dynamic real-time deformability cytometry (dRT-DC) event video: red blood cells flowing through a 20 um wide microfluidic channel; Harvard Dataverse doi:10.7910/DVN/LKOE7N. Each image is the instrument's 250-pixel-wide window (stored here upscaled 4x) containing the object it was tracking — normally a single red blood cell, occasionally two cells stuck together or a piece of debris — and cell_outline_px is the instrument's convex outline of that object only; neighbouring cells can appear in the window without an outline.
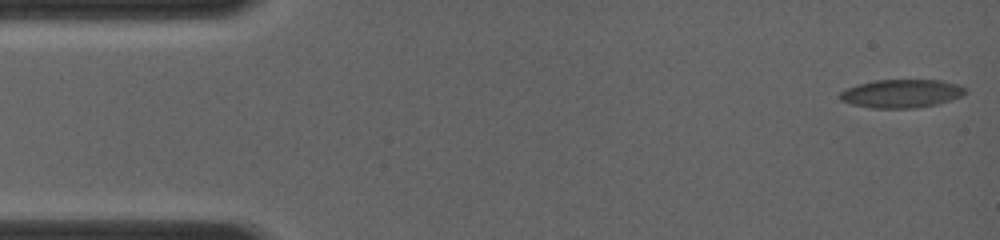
{"species": "common noctule bat (a hibernating species)", "species_latin": "Nyctalus noctula", "temperature_condition": "room temperature", "stored_images_in_passage": 44, "camera_frame_rate_fps": 4000, "um_per_image_px": 0.085, "animal": {"sex": "female", "body_mass_g": 19.0, "forearm_length_mm": 56.7}, "frame": {"image": 1, "passage_image": 1, "time_ms": 0.0, "image_size_px": [1000, 240], "cell_outline_px": [[968, 92], [960, 96], [936, 104], [916, 108], [872, 108], [852, 104], [840, 100], [840, 92], [848, 88], [872, 80], [940, 80], [956, 84], [968, 88]], "centroid_in_image_um": [76.64, 7.95], "position_along_channel_um": 8.4, "area_um2": 20.58}}
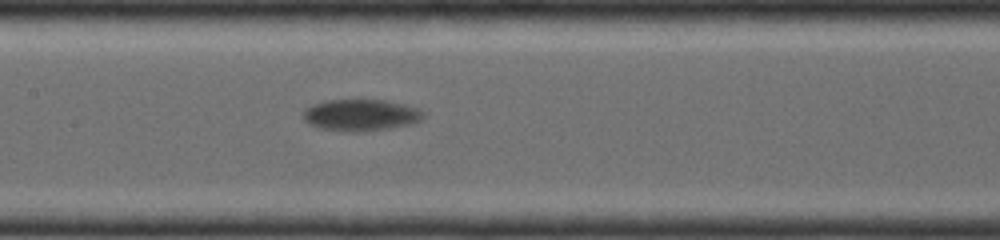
{"frame": {"image": 2, "passage_image": 25, "time_ms": 6.75, "image_size_px": [1000, 240], "cell_outline_px": [[424, 116], [420, 120], [412, 124], [388, 128], [320, 128], [308, 124], [304, 120], [304, 108], [312, 104], [324, 100], [384, 100], [404, 104], [420, 108], [424, 112]], "centroid_in_image_um": [30.69, 9.71], "position_along_channel_um": 176.7, "area_um2": 21.15}}
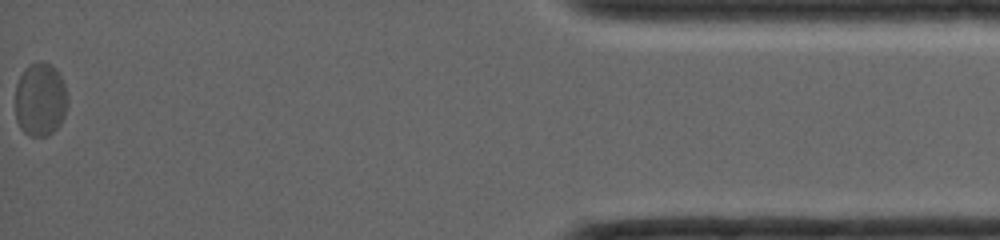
{"frame": {"image": 3, "passage_image": 44, "time_ms": 14.5, "image_size_px": [1000, 240], "cell_outline_px": [[68, 100], [64, 116], [60, 124], [48, 136], [28, 136], [20, 128], [16, 120], [16, 84], [24, 68], [28, 64], [40, 60], [52, 64], [56, 68], [64, 84]], "centroid_in_image_um": [3.42, 8.44], "position_along_channel_um": 431.8, "area_um2": 22.72}}